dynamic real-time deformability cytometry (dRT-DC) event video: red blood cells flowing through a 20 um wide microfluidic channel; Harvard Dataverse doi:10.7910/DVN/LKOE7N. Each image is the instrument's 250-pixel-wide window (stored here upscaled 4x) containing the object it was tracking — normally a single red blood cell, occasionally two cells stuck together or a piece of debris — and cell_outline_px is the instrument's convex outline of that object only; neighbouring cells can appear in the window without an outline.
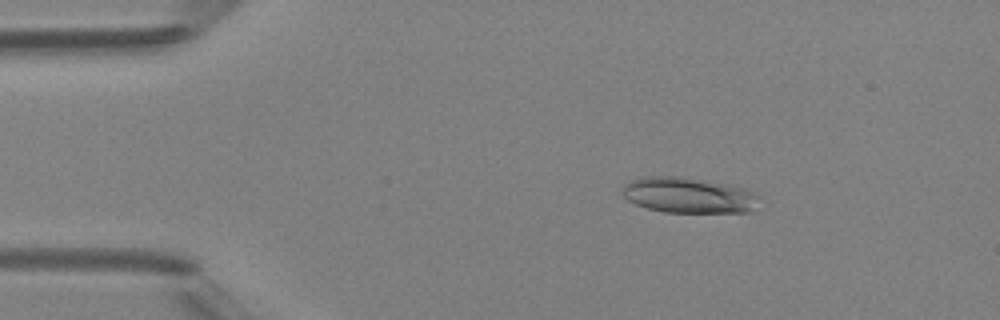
{"species": "Egyptian fruit bat (a non-hibernating species)", "species_latin": "Rousettus aegyptiacus", "temperature_condition": "room temperature", "stored_images_in_passage": 4, "camera_frame_rate_fps": 3000, "um_per_image_px": 0.085, "animal": {"sex": "female"}, "frame": {"image": 1, "passage_image": 1, "time_ms": 0.0, "image_size_px": [1000, 320], "cell_outline_px": [[760, 196], [752, 212], [664, 212], [648, 208], [636, 204], [628, 200], [620, 192], [624, 184], [640, 176], [684, 176], [744, 188], [756, 192]], "centroid_in_image_um": [58.51, 16.58], "position_along_channel_um": 26.5, "area_um2": 28.55}}